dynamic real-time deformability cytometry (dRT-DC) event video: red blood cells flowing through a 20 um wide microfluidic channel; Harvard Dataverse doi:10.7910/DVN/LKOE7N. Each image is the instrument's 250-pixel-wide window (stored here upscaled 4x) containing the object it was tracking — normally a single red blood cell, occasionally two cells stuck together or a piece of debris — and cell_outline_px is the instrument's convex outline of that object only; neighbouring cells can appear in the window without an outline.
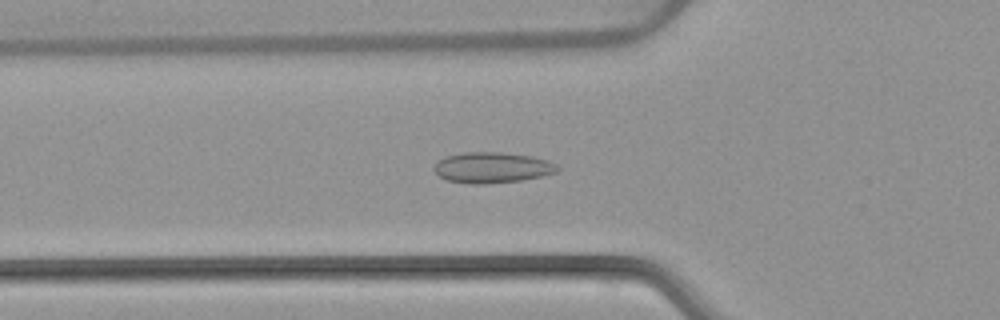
{"species": "common noctule bat (a hibernating species)", "species_latin": "Nyctalus noctula", "temperature_condition": "warm", "stored_images_in_passage": 44, "camera_frame_rate_fps": 3000, "um_per_image_px": 0.085, "animal": {"sex": "female", "body_mass_g": 22.7, "forearm_length_mm": 54.2}, "frame": {"image": 1, "passage_image": 10, "time_ms": 3.0, "image_size_px": [1000, 320], "cell_outline_px": [[560, 168], [556, 172], [540, 176], [520, 180], [484, 184], [468, 184], [448, 180], [440, 176], [432, 168], [444, 156], [464, 152], [500, 152], [532, 156], [548, 160], [556, 164]], "centroid_in_image_um": [41.83, 14.24], "position_along_channel_um": 84.0, "area_um2": 22.02}}
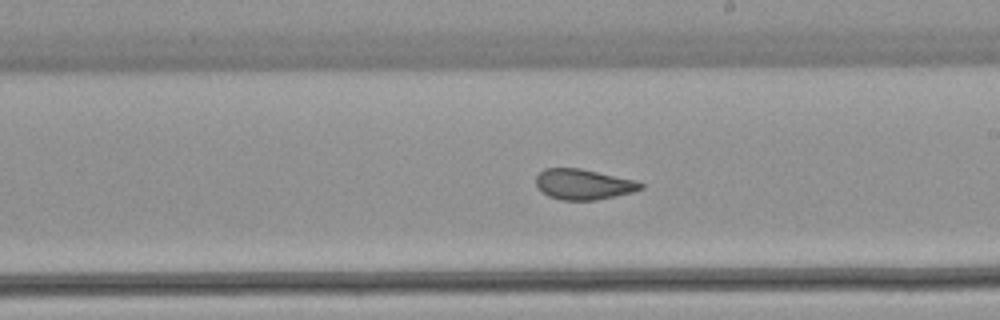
{"frame": {"image": 2, "passage_image": 22, "time_ms": 7.0, "image_size_px": [1000, 320], "cell_outline_px": [[644, 188], [632, 192], [596, 200], [560, 200], [548, 196], [536, 184], [536, 176], [544, 168], [580, 168], [636, 180], [644, 184]], "centroid_in_image_um": [49.6, 15.66], "position_along_channel_um": 239.4, "area_um2": 18.55}}
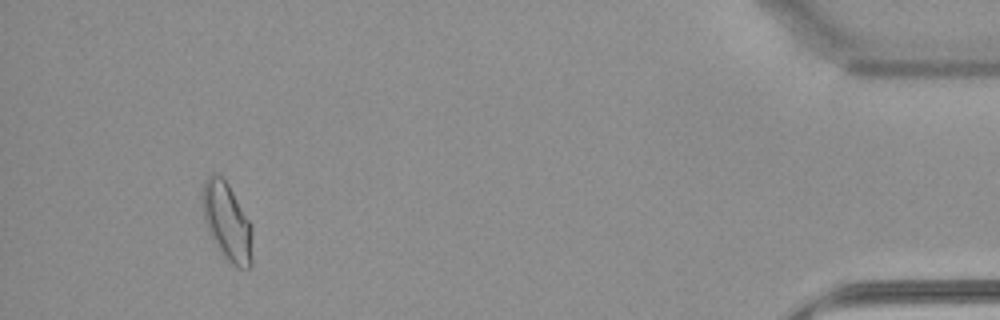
{"frame": {"image": 3, "passage_image": 41, "time_ms": 13.333, "image_size_px": [1000, 320], "cell_outline_px": [[252, 264], [248, 268], [236, 268], [224, 256], [208, 232], [204, 220], [200, 200], [200, 192], [204, 180], [212, 172], [220, 176], [228, 184], [252, 224]], "centroid_in_image_um": [19.28, 18.82], "position_along_channel_um": 415.9, "area_um2": 23.06}, "authors_computed_cell_mechanics": {"area_um2": 20.1722, "velocity_mm_per_s": 3.8712, "shape_relaxation_time_tau1_ms": null, "shape_relaxation_time_tau2_ms": 1.4585, "deformation_change_tau1": null, "deformation_change_tau2": 0.0549}}